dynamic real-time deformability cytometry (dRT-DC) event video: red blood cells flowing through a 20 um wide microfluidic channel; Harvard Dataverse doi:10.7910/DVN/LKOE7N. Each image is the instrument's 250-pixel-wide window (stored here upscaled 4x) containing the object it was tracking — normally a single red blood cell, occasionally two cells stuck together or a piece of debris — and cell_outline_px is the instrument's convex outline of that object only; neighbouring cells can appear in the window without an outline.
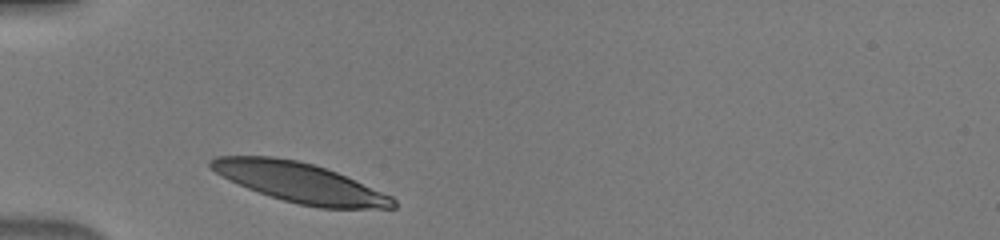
{"species": "human", "species_latin": "Homo sapiens", "temperature_condition": "warm", "stored_images_in_passage": 28, "camera_frame_rate_fps": 3000, "um_per_image_px": 0.085, "donor": {"sex": "male"}, "frame": {"image": 1, "passage_image": 1, "time_ms": 0.0, "image_size_px": [1000, 240], "cell_outline_px": [[396, 208], [320, 208], [300, 204], [284, 200], [248, 188], [208, 168], [208, 160], [216, 156], [272, 156], [296, 160], [312, 164], [336, 172], [392, 196], [396, 200]], "centroid_in_image_um": [25.49, 15.51], "position_along_channel_um": 59.5, "area_um2": 41.56}}
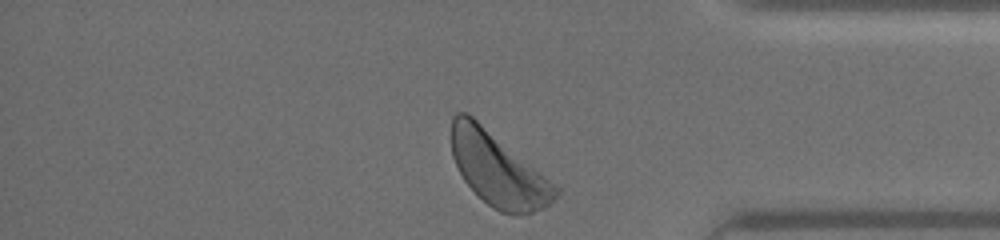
{"frame": {"image": 2, "passage_image": 28, "time_ms": 9.0, "image_size_px": [1000, 240], "cell_outline_px": [[560, 192], [544, 208], [528, 216], [524, 216], [500, 212], [492, 208], [464, 180], [452, 156], [452, 116], [456, 112], [468, 112], [560, 188]], "centroid_in_image_um": [42.34, 14.42], "position_along_channel_um": 392.9, "area_um2": 44.22}}